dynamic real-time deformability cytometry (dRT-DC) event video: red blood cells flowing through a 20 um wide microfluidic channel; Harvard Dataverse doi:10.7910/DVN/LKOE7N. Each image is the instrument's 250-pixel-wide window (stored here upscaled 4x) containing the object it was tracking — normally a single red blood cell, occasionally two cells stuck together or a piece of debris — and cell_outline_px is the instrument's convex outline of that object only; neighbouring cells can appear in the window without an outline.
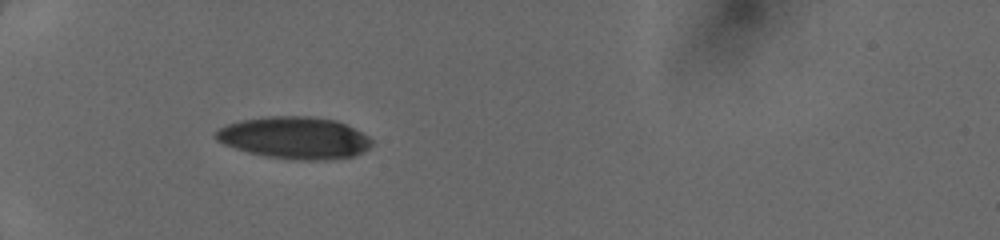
{"species": "human", "species_latin": "Homo sapiens", "temperature_condition": "cold", "stored_images_in_passage": 35, "camera_frame_rate_fps": 3000, "um_per_image_px": 0.085, "donor": {"sex": "female"}, "frame": {"image": 1, "passage_image": 6, "time_ms": 1.667, "image_size_px": [1000, 240], "cell_outline_px": [[372, 144], [364, 152], [352, 156], [324, 160], [296, 160], [264, 156], [248, 152], [224, 144], [216, 140], [216, 132], [220, 128], [228, 124], [240, 120], [268, 116], [308, 116], [336, 120], [368, 136], [372, 140]], "centroid_in_image_um": [25.04, 11.71], "position_along_channel_um": 60.0, "area_um2": 37.97}}
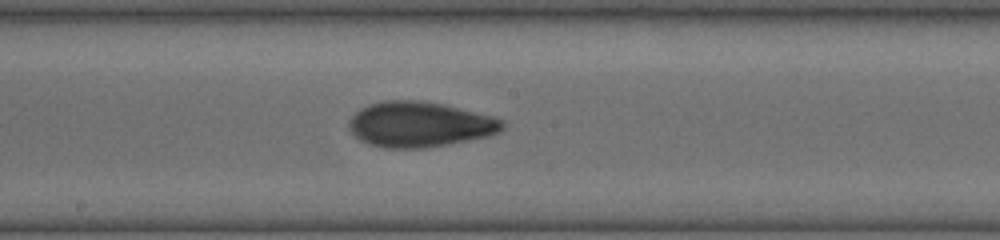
{"frame": {"image": 2, "passage_image": 18, "time_ms": 5.667, "image_size_px": [1000, 240], "cell_outline_px": [[504, 128], [500, 132], [488, 136], [424, 148], [384, 148], [368, 144], [360, 140], [348, 128], [348, 120], [360, 108], [368, 104], [384, 100], [416, 100], [444, 104], [492, 116], [504, 120]], "centroid_in_image_um": [35.65, 10.57], "position_along_channel_um": 212.6, "area_um2": 40.58}}
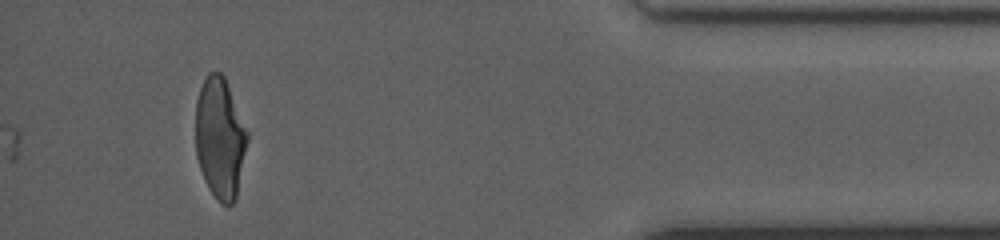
{"frame": {"image": 3, "passage_image": 35, "time_ms": 11.333, "image_size_px": [1000, 240], "cell_outline_px": [[248, 140], [236, 200], [228, 208], [220, 204], [216, 200], [208, 188], [204, 180], [196, 156], [196, 100], [200, 88], [208, 72], [220, 72], [224, 76], [248, 132]], "centroid_in_image_um": [18.7, 11.8], "position_along_channel_um": 416.5, "area_um2": 36.76}}